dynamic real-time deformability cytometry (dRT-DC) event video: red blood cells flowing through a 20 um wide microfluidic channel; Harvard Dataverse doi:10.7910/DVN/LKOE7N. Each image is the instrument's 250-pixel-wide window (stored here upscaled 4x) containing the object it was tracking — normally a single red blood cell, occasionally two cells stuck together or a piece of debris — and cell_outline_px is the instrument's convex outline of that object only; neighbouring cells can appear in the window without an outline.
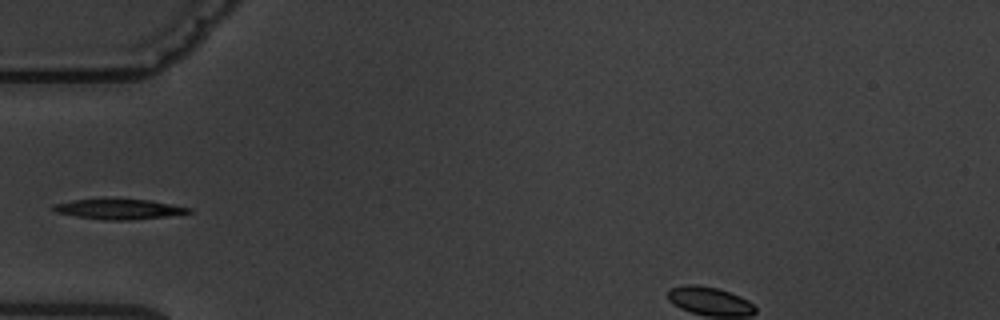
{"species": "common noctule bat (a hibernating species)", "species_latin": "Nyctalus noctula", "temperature_condition": "warm", "stored_images_in_passage": 6, "camera_frame_rate_fps": 3000, "um_per_image_px": 0.085, "animal": {"sex": "male", "body_mass_g": 19.5, "forearm_length_mm": 54.6}, "frame": {"image": 1, "passage_image": 4, "time_ms": 6.667, "image_size_px": [1000, 320], "cell_outline_px": [[192, 212], [164, 216], [132, 220], [104, 220], [76, 216], [56, 212], [52, 208], [56, 204], [72, 200], [148, 200], [192, 208]], "centroid_in_image_um": [10.12, 17.79], "position_along_channel_um": 74.9, "area_um2": 15.32}}
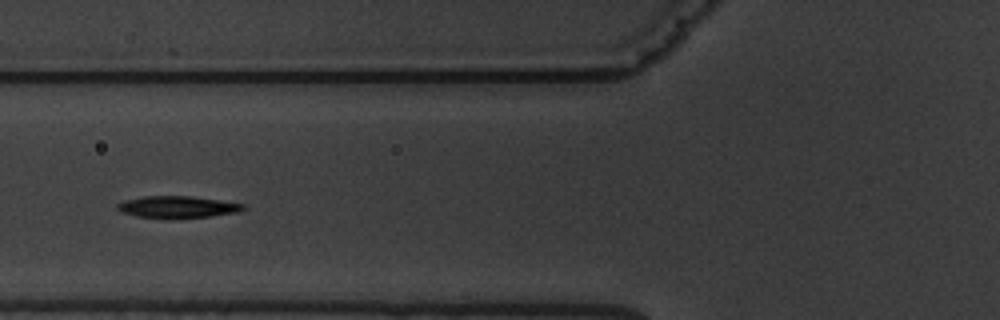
{"frame": {"image": 2, "passage_image": 5, "time_ms": 7.667, "image_size_px": [1000, 320], "cell_outline_px": [[244, 208], [240, 212], [212, 216], [136, 216], [120, 212], [116, 208], [116, 204], [124, 200], [144, 196], [192, 196], [244, 204]], "centroid_in_image_um": [15.06, 17.55], "position_along_channel_um": 110.7, "area_um2": 15.37}}
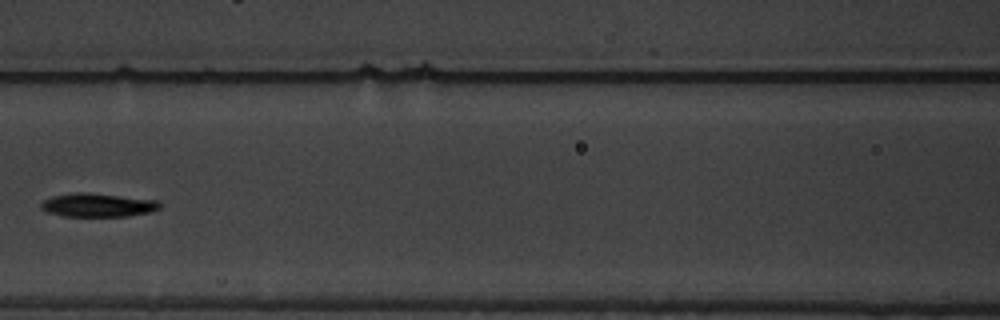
{"frame": {"image": 3, "passage_image": 6, "time_ms": 9.0, "image_size_px": [1000, 320], "cell_outline_px": [[160, 208], [148, 212], [128, 216], [64, 216], [48, 212], [40, 208], [40, 204], [44, 200], [52, 196], [76, 192], [88, 192], [156, 200], [160, 204]], "centroid_in_image_um": [8.27, 17.42], "position_along_channel_um": 158.3, "area_um2": 16.18}}